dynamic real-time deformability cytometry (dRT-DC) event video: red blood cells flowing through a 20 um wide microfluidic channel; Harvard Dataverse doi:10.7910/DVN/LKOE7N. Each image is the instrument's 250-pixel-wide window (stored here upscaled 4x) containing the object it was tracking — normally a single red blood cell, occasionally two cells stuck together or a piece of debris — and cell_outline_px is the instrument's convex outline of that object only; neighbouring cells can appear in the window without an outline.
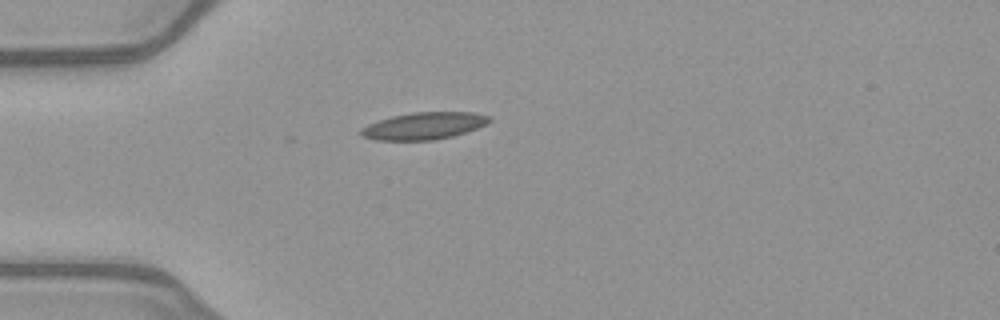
{"species": "common noctule bat (a hibernating species)", "species_latin": "Nyctalus noctula", "temperature_condition": "warm", "stored_images_in_passage": 38, "camera_frame_rate_fps": 3000, "um_per_image_px": 0.085, "animal": {"sex": "female", "body_mass_g": 21.9}, "frame": {"image": 1, "passage_image": 1, "time_ms": 0.0, "image_size_px": [1000, 320], "cell_outline_px": [[492, 120], [488, 124], [452, 136], [436, 140], [376, 140], [360, 136], [360, 128], [368, 124], [392, 116], [412, 112], [472, 112], [488, 116]], "centroid_in_image_um": [36.01, 10.7], "position_along_channel_um": 49.0, "area_um2": 20.23}}
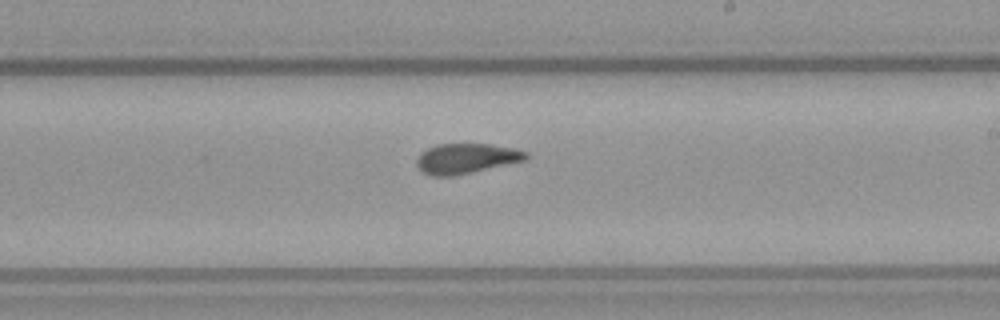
{"frame": {"image": 2, "passage_image": 17, "time_ms": 5.333, "image_size_px": [1000, 320], "cell_outline_px": [[528, 156], [524, 160], [456, 176], [432, 176], [424, 172], [416, 164], [416, 160], [420, 152], [436, 144], [488, 144], [516, 148], [528, 152]], "centroid_in_image_um": [39.61, 13.46], "position_along_channel_um": 249.4, "area_um2": 19.13}}
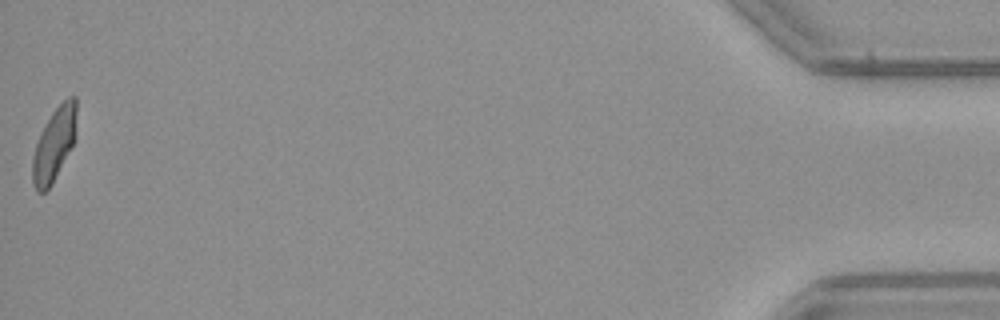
{"frame": {"image": 3, "passage_image": 38, "time_ms": 12.333, "image_size_px": [1000, 320], "cell_outline_px": [[76, 136], [52, 184], [44, 192], [36, 192], [32, 180], [32, 160], [36, 144], [40, 132], [52, 112], [68, 96], [76, 96]], "centroid_in_image_um": [4.6, 12.25], "position_along_channel_um": 430.6, "area_um2": 18.55}, "authors_computed_cell_mechanics": {"area_um2": 19.4208, "velocity_mm_per_s": 4.0236, "shape_relaxation_time_tau1_ms": null, "shape_relaxation_time_tau2_ms": 1.6912, "deformation_change_tau1": null, "deformation_change_tau2": 0.0872}}